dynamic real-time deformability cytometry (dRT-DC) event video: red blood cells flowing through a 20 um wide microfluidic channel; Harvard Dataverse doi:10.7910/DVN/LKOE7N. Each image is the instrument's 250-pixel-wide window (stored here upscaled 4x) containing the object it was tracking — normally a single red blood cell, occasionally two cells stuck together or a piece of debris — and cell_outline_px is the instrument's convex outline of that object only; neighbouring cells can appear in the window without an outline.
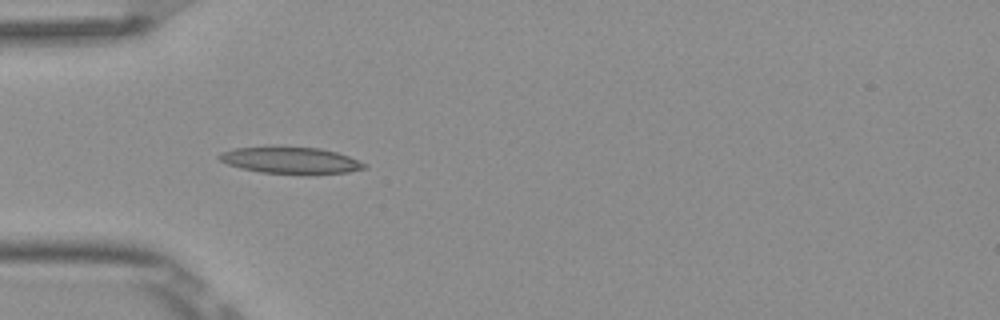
{"species": "Egyptian fruit bat (a non-hibernating species)", "species_latin": "Rousettus aegyptiacus", "temperature_condition": "room temperature", "stored_images_in_passage": 3, "camera_frame_rate_fps": 3000, "um_per_image_px": 0.085, "frame": {"image": 1, "passage_image": 2, "time_ms": 0.333, "image_size_px": [1000, 320], "cell_outline_px": [[368, 168], [348, 172], [260, 172], [240, 168], [228, 164], [220, 160], [216, 156], [220, 152], [232, 148], [272, 144], [320, 148], [336, 152], [348, 156], [368, 164]], "centroid_in_image_um": [24.61, 13.55], "position_along_channel_um": 60.4, "area_um2": 22.72}}
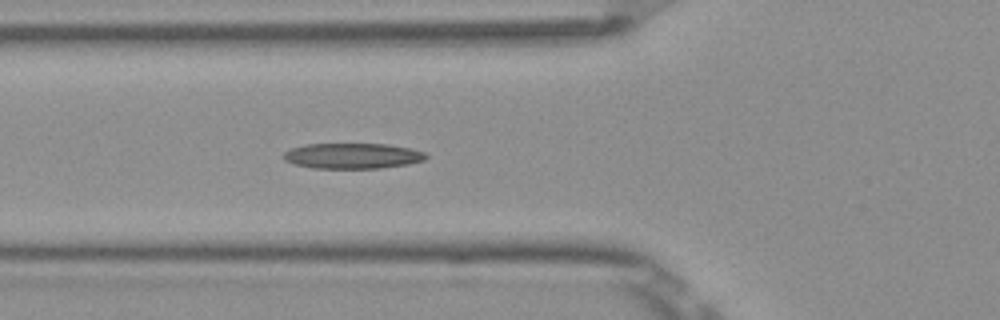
{"frame": {"image": 2, "passage_image": 3, "time_ms": 0.667, "image_size_px": [1000, 320], "cell_outline_px": [[428, 156], [424, 160], [408, 164], [380, 168], [312, 168], [296, 164], [284, 160], [284, 152], [292, 148], [304, 144], [388, 144], [408, 148], [424, 152]], "centroid_in_image_um": [29.96, 13.25], "position_along_channel_um": 95.8, "area_um2": 21.04}}